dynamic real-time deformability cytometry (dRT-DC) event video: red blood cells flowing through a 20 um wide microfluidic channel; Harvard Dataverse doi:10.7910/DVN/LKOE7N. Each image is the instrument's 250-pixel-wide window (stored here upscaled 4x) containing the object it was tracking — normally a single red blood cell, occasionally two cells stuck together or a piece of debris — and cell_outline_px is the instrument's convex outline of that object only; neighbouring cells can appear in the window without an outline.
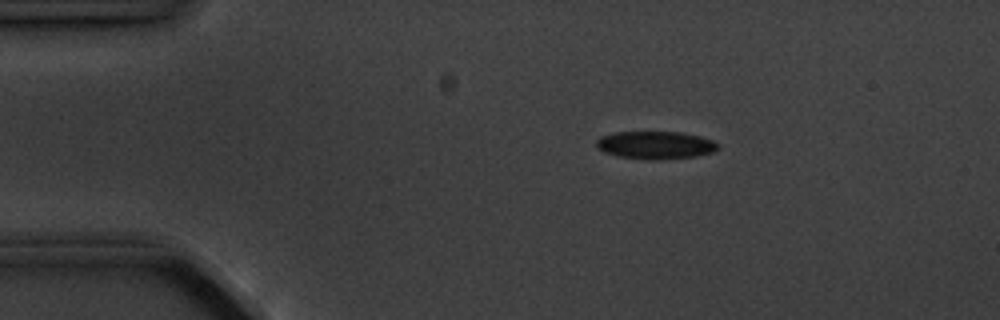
{"species": "common noctule bat (a hibernating species)", "species_latin": "Nyctalus noctula", "temperature_condition": "cold", "stored_images_in_passage": 6, "camera_frame_rate_fps": 3000, "um_per_image_px": 0.085, "animal": {"sex": "male", "body_mass_g": 20.1, "forearm_length_mm": 53.5}, "frame": {"image": 1, "passage_image": 3, "time_ms": 2.333, "image_size_px": [1000, 320], "cell_outline_px": [[720, 148], [712, 152], [696, 156], [620, 156], [604, 152], [596, 148], [596, 140], [600, 136], [616, 132], [680, 132], [700, 136], [712, 140], [720, 144]], "centroid_in_image_um": [55.72, 12.26], "position_along_channel_um": 29.3, "area_um2": 18.55}}
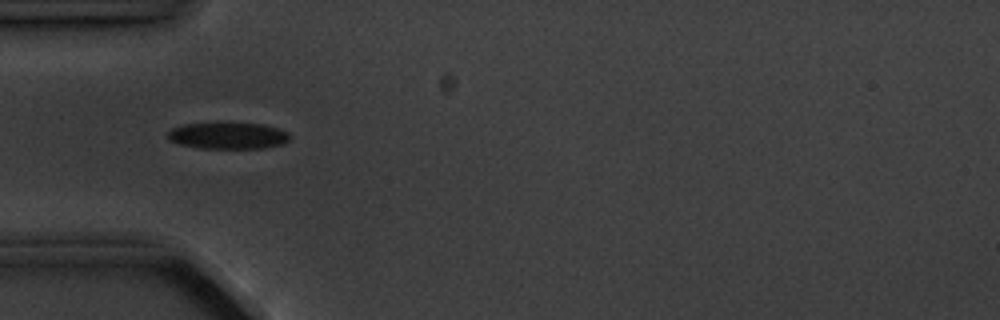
{"frame": {"image": 2, "passage_image": 5, "time_ms": 4.667, "image_size_px": [1000, 320], "cell_outline_px": [[288, 140], [280, 144], [264, 148], [200, 148], [180, 144], [168, 140], [168, 132], [172, 128], [180, 124], [220, 120], [264, 124], [288, 132]], "centroid_in_image_um": [19.3, 11.47], "position_along_channel_um": 65.7, "area_um2": 19.65}}
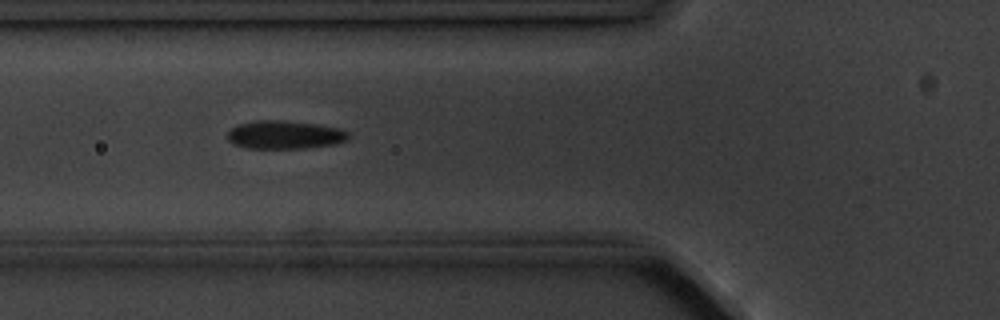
{"frame": {"image": 3, "passage_image": 6, "time_ms": 5.667, "image_size_px": [1000, 320], "cell_outline_px": [[348, 140], [332, 144], [308, 148], [248, 148], [232, 144], [228, 140], [228, 132], [236, 124], [256, 120], [284, 120], [316, 124], [340, 128], [348, 132]], "centroid_in_image_um": [24.18, 11.45], "position_along_channel_um": 101.6, "area_um2": 20.0}}